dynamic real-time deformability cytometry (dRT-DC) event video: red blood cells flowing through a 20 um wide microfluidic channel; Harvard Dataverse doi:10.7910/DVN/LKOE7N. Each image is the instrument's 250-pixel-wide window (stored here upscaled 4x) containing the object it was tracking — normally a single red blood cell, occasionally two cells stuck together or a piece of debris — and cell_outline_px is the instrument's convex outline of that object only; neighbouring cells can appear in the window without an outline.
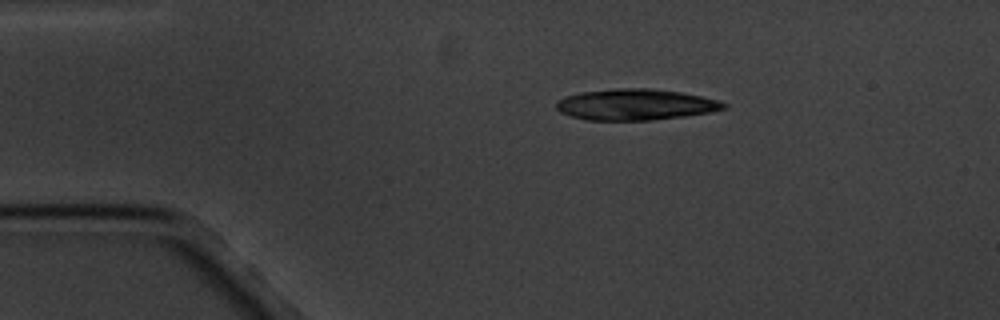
{"species": "common noctule bat (a hibernating species)", "species_latin": "Nyctalus noctula", "temperature_condition": "cold", "stored_images_in_passage": 2, "camera_frame_rate_fps": 3000, "um_per_image_px": 0.085, "animal": {"sex": "male", "body_mass_g": 20.1, "forearm_length_mm": 53.5}, "frame": {"image": 1, "passage_image": 1, "time_ms": 0.0, "image_size_px": [1000, 320], "cell_outline_px": [[728, 108], [712, 112], [684, 116], [652, 120], [588, 120], [572, 116], [560, 112], [556, 108], [556, 100], [564, 96], [580, 92], [616, 88], [648, 88], [680, 92], [700, 96], [716, 100], [728, 104]], "centroid_in_image_um": [54.0, 8.88], "position_along_channel_um": 31.0, "area_um2": 30.4}}